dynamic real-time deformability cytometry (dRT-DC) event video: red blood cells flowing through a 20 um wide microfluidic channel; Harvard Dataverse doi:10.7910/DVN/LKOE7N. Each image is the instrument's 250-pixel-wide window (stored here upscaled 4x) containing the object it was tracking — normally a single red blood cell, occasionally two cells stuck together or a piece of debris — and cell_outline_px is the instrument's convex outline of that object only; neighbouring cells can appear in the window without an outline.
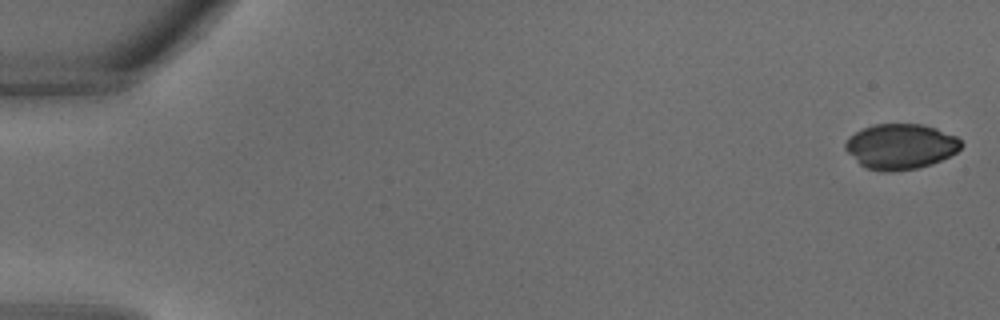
{"species": "common noctule bat (a hibernating species)", "species_latin": "Nyctalus noctula", "temperature_condition": "warm", "stored_images_in_passage": 11, "camera_frame_rate_fps": 3000, "um_per_image_px": 0.085, "animal": {"sex": "male", "body_mass_g": 18.8}, "frame": {"image": 1, "passage_image": 1, "time_ms": 0.0, "image_size_px": [1000, 320], "cell_outline_px": [[964, 144], [956, 152], [932, 164], [916, 168], [892, 172], [884, 172], [868, 168], [860, 164], [844, 148], [844, 144], [848, 136], [864, 128], [876, 124], [924, 124], [936, 128], [956, 136]], "centroid_in_image_um": [76.55, 12.44], "position_along_channel_um": 8.4, "area_um2": 30.52}}
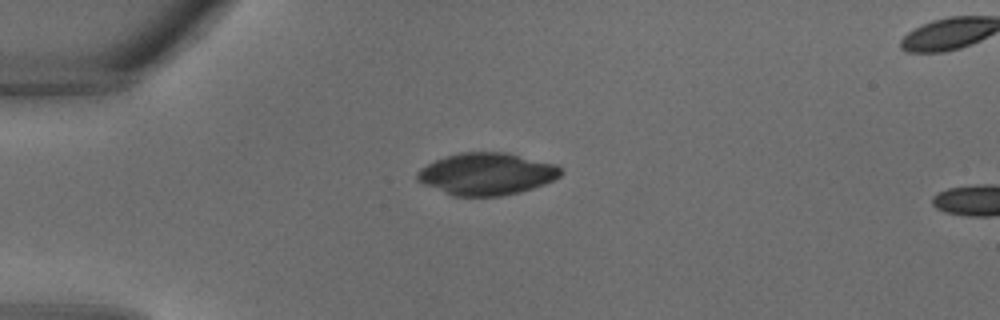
{"frame": {"image": 2, "passage_image": 9, "time_ms": 2.667, "image_size_px": [1000, 320], "cell_outline_px": [[564, 172], [560, 176], [544, 184], [520, 192], [500, 196], [452, 196], [424, 184], [416, 180], [416, 172], [420, 168], [436, 160], [460, 152], [508, 152], [556, 164]], "centroid_in_image_um": [41.37, 14.78], "position_along_channel_um": 43.6, "area_um2": 35.26}}